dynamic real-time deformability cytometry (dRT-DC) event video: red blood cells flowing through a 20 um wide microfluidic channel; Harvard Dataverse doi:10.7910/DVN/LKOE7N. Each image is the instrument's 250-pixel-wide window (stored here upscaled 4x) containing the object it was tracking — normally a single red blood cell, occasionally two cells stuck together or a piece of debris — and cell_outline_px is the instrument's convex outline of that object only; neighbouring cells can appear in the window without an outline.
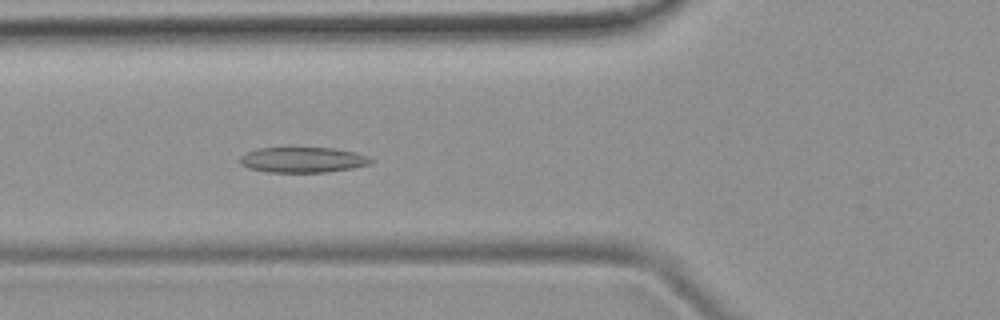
{"species": "common noctule bat (a hibernating species)", "species_latin": "Nyctalus noctula", "temperature_condition": "room temperature", "stored_images_in_passage": 51, "camera_frame_rate_fps": 3000, "um_per_image_px": 0.085, "animal": {"sex": "female", "body_mass_g": 19.9}, "frame": {"image": 1, "passage_image": 19, "time_ms": 6.0, "image_size_px": [1000, 320], "cell_outline_px": [[376, 160], [368, 164], [352, 168], [328, 172], [268, 172], [248, 168], [240, 164], [240, 156], [248, 152], [260, 148], [288, 144], [332, 148], [352, 152], [368, 156]], "centroid_in_image_um": [25.69, 13.53], "position_along_channel_um": 100.1, "area_um2": 20.29}}
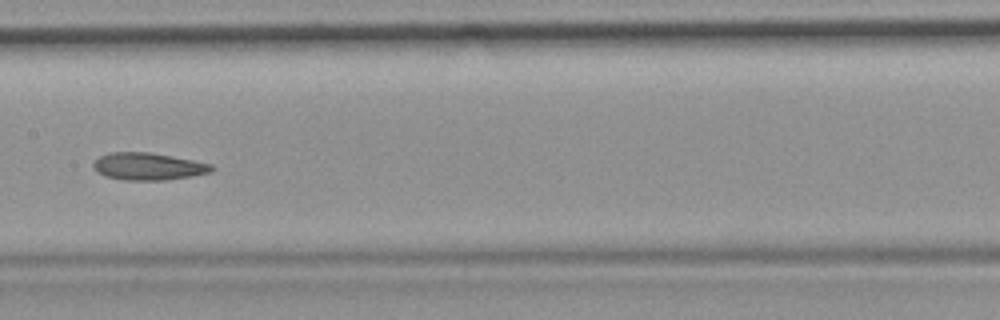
{"frame": {"image": 2, "passage_image": 26, "time_ms": 8.333, "image_size_px": [1000, 320], "cell_outline_px": [[216, 168], [212, 172], [192, 176], [164, 180], [124, 180], [104, 176], [96, 172], [92, 168], [92, 164], [100, 156], [108, 152], [148, 152], [172, 156], [212, 164]], "centroid_in_image_um": [12.58, 14.15], "position_along_channel_um": 194.8, "area_um2": 18.96}}
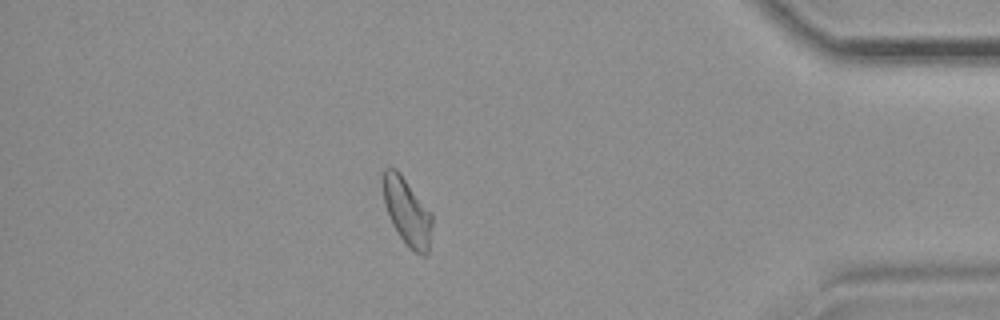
{"frame": {"image": 3, "passage_image": 44, "time_ms": 14.333, "image_size_px": [1000, 320], "cell_outline_px": [[432, 224], [428, 252], [424, 256], [408, 248], [392, 224], [388, 216], [384, 204], [380, 180], [380, 172], [384, 168], [396, 168], [400, 172], [432, 212]], "centroid_in_image_um": [34.55, 17.92], "position_along_channel_um": 400.6, "area_um2": 19.83}}